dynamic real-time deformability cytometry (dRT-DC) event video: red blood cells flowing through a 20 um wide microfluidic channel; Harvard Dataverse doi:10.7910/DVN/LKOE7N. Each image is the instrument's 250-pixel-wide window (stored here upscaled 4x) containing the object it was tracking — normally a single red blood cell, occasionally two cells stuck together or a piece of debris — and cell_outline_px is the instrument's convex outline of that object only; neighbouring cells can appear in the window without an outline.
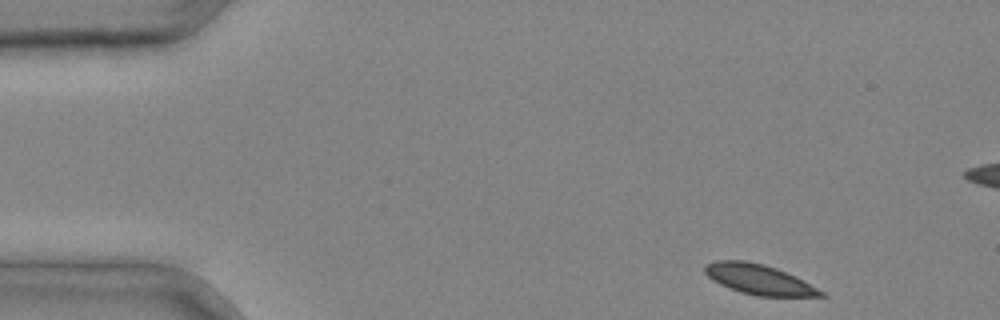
{"species": "common noctule bat (a hibernating species)", "species_latin": "Nyctalus noctula", "temperature_condition": "cold", "stored_images_in_passage": 4, "camera_frame_rate_fps": 3000, "um_per_image_px": 0.085, "animal": {"sex": "male", "body_mass_g": 20.4}, "frame": {"image": 1, "passage_image": 1, "time_ms": 0.0, "image_size_px": [1000, 320], "cell_outline_px": [[828, 296], [756, 296], [740, 292], [728, 288], [712, 280], [704, 272], [704, 264], [716, 260], [744, 260], [764, 264], [776, 268], [824, 292]], "centroid_in_image_um": [64.42, 23.74], "position_along_channel_um": 20.6, "area_um2": 20.06}}